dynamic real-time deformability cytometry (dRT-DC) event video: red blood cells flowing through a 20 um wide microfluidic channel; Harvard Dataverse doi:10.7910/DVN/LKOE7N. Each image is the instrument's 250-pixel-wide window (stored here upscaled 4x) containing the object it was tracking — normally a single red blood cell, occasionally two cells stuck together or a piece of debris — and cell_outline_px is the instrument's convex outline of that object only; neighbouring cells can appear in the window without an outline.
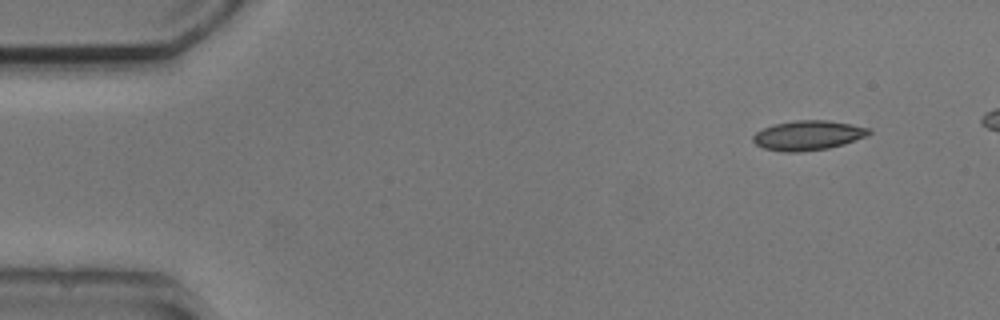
{"species": "common noctule bat (a hibernating species)", "species_latin": "Nyctalus noctula", "temperature_condition": "cold", "stored_images_in_passage": 45, "camera_frame_rate_fps": 3000, "um_per_image_px": 0.085, "animal": {"sex": "male", "body_mass_g": 20.5, "forearm_length_mm": 52.5}, "frame": {"image": 1, "passage_image": 1, "time_ms": 0.0, "image_size_px": [1000, 320], "cell_outline_px": [[872, 132], [868, 136], [844, 144], [828, 148], [800, 152], [780, 152], [764, 148], [756, 144], [752, 140], [752, 136], [756, 132], [772, 124], [796, 120], [828, 120], [852, 124], [872, 128]], "centroid_in_image_um": [68.71, 11.5], "position_along_channel_um": 16.3, "area_um2": 20.29}}
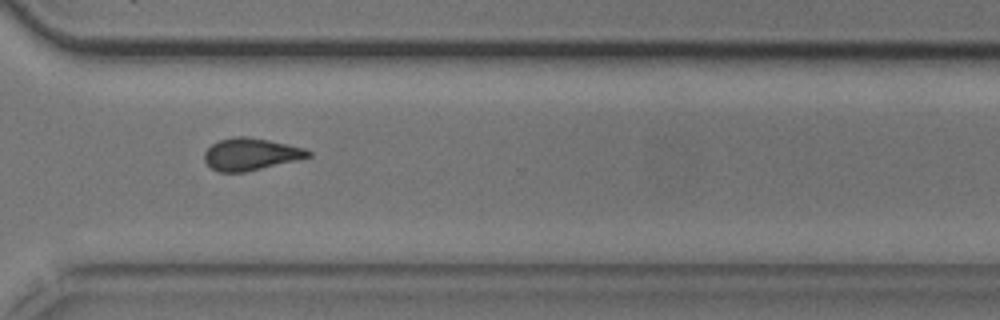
{"frame": {"image": 2, "passage_image": 35, "time_ms": 11.333, "image_size_px": [1000, 320], "cell_outline_px": [[312, 156], [296, 160], [244, 172], [220, 172], [212, 168], [204, 160], [204, 152], [212, 144], [220, 140], [236, 136], [244, 136], [268, 140], [304, 148], [312, 152]], "centroid_in_image_um": [21.3, 13.1], "position_along_channel_um": 349.3, "area_um2": 19.13}}
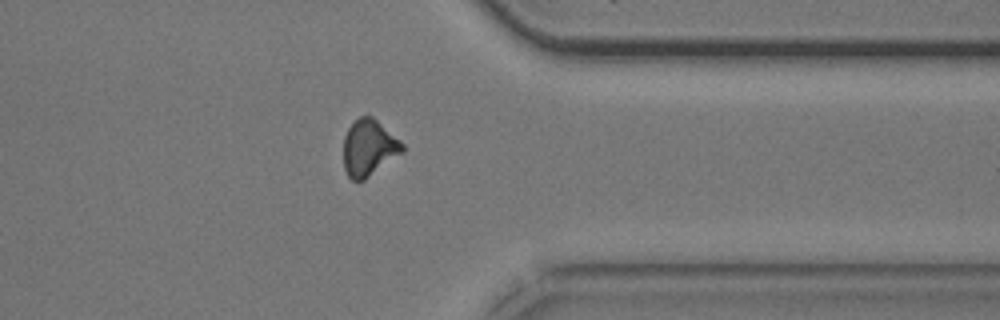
{"frame": {"image": 3, "passage_image": 38, "time_ms": 12.333, "image_size_px": [1000, 320], "cell_outline_px": [[404, 152], [364, 180], [352, 180], [348, 176], [344, 168], [344, 136], [348, 128], [360, 116], [372, 116], [400, 140], [404, 144]], "centroid_in_image_um": [31.36, 12.57], "position_along_channel_um": 380.0, "area_um2": 19.25}}